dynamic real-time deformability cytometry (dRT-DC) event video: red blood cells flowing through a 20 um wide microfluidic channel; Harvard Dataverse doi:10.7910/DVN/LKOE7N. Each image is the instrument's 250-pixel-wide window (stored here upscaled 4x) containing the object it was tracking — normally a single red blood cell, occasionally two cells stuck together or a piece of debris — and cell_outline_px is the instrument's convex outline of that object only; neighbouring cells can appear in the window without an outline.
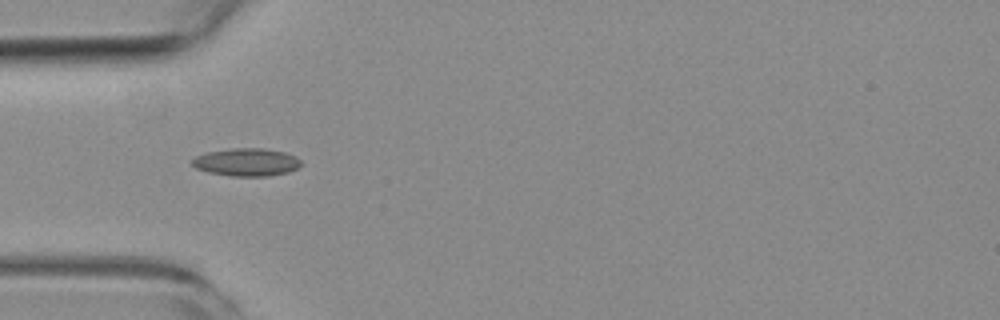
{"species": "common noctule bat (a hibernating species)", "species_latin": "Nyctalus noctula", "temperature_condition": "room temperature", "stored_images_in_passage": 8, "camera_frame_rate_fps": 3000, "um_per_image_px": 0.085, "animal": {"sex": "female", "body_mass_g": 19.3, "forearm_length_mm": 54.1}, "frame": {"image": 1, "passage_image": 4, "time_ms": 4.333, "image_size_px": [1000, 320], "cell_outline_px": [[304, 164], [300, 168], [288, 172], [268, 176], [232, 176], [208, 172], [196, 168], [192, 164], [192, 160], [196, 156], [204, 152], [232, 148], [264, 148], [284, 152], [296, 156]], "centroid_in_image_um": [20.99, 13.78], "position_along_channel_um": 64.0, "area_um2": 17.86}}
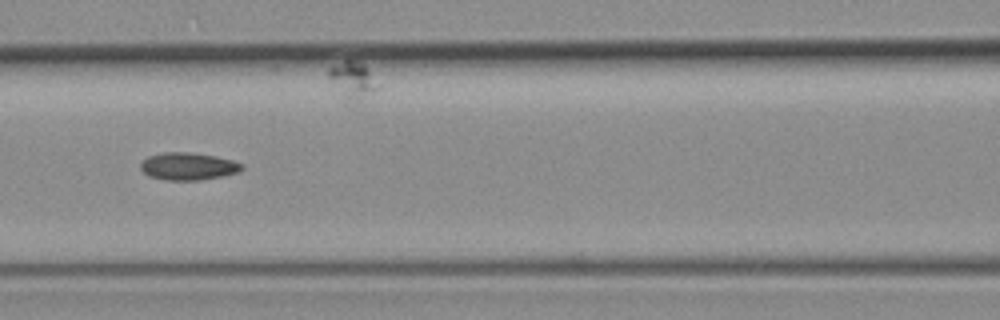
{"frame": {"image": 2, "passage_image": 6, "time_ms": 6.667, "image_size_px": [1000, 320], "cell_outline_px": [[244, 168], [240, 172], [224, 176], [200, 180], [164, 180], [148, 176], [140, 168], [140, 164], [148, 156], [164, 152], [188, 152], [216, 156], [232, 160], [244, 164]], "centroid_in_image_um": [16.02, 14.14], "position_along_channel_um": 150.6, "area_um2": 16.36}}
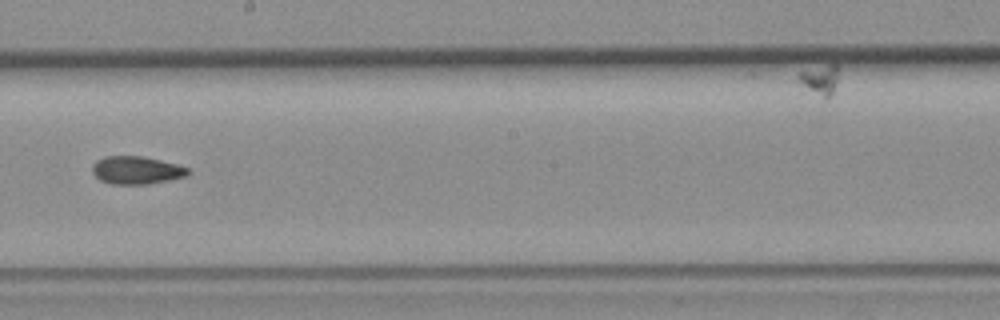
{"frame": {"image": 3, "passage_image": 8, "time_ms": 9.0, "image_size_px": [1000, 320], "cell_outline_px": [[192, 172], [188, 176], [148, 184], [112, 184], [100, 180], [92, 172], [92, 164], [96, 160], [104, 156], [140, 156], [160, 160], [176, 164], [188, 168]], "centroid_in_image_um": [11.6, 14.47], "position_along_channel_um": 236.6, "area_um2": 15.61}}